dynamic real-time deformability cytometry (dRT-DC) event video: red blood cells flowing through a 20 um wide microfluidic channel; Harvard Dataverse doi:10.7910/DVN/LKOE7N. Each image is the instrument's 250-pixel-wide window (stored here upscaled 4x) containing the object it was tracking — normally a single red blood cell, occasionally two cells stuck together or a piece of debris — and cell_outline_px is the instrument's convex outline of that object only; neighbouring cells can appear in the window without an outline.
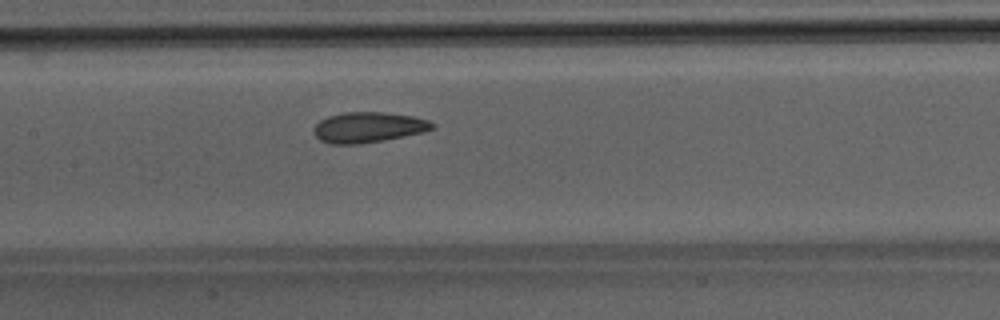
{"species": "Egyptian fruit bat (a non-hibernating species)", "species_latin": "Rousettus aegyptiacus", "temperature_condition": "room temperature", "stored_images_in_passage": 43, "camera_frame_rate_fps": 3000, "um_per_image_px": 0.085, "animal": {"sex": "male"}, "frame": {"image": 1, "passage_image": 18, "time_ms": 5.667, "image_size_px": [1000, 320], "cell_outline_px": [[436, 128], [424, 132], [360, 144], [328, 144], [320, 140], [312, 132], [312, 128], [320, 120], [328, 116], [344, 112], [384, 112], [412, 116], [428, 120], [436, 124]], "centroid_in_image_um": [31.29, 10.82], "position_along_channel_um": 176.1, "area_um2": 21.15}}
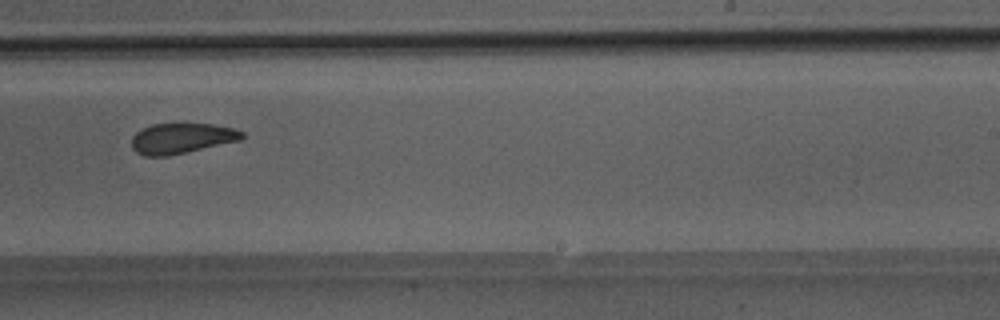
{"frame": {"image": 2, "passage_image": 25, "time_ms": 8.0, "image_size_px": [1000, 320], "cell_outline_px": [[244, 136], [240, 140], [168, 156], [144, 156], [136, 152], [132, 148], [132, 136], [140, 128], [152, 124], [212, 124], [236, 128], [244, 132]], "centroid_in_image_um": [15.42, 11.75], "position_along_channel_um": 273.6, "area_um2": 19.59}}
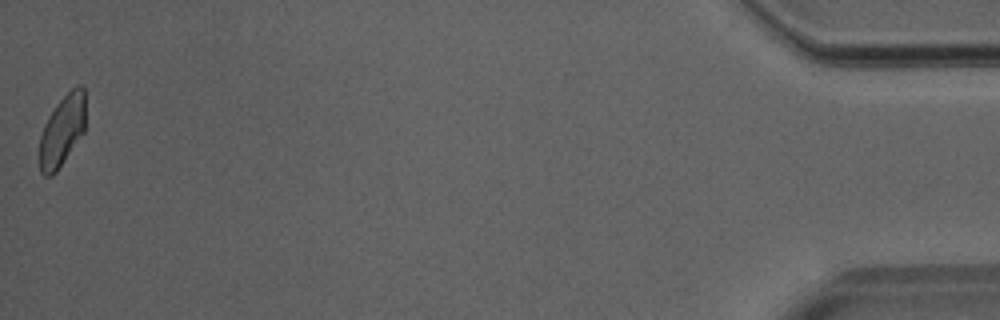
{"frame": {"image": 3, "passage_image": 43, "time_ms": 14.0, "image_size_px": [1000, 320], "cell_outline_px": [[84, 132], [56, 172], [52, 176], [44, 176], [40, 172], [40, 136], [44, 124], [48, 116], [56, 104], [76, 84], [80, 84], [84, 88]], "centroid_in_image_um": [5.27, 11.1], "position_along_channel_um": 429.9, "area_um2": 18.9}}